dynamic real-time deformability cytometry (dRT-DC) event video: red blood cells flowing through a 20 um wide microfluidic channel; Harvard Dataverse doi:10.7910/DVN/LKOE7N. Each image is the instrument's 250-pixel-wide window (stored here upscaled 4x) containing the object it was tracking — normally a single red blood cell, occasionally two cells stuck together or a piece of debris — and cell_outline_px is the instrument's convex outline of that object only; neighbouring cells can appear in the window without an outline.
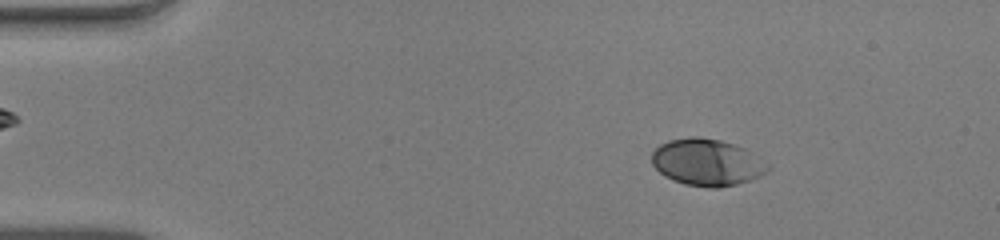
{"species": "human", "species_latin": "Homo sapiens", "temperature_condition": "warm", "stored_images_in_passage": 52, "camera_frame_rate_fps": 3000, "um_per_image_px": 0.085, "donor": {"sex": "male"}, "frame": {"image": 1, "passage_image": 8, "time_ms": 2.333, "image_size_px": [1000, 240], "cell_outline_px": [[772, 168], [760, 176], [736, 184], [720, 188], [708, 188], [684, 184], [672, 180], [664, 176], [652, 164], [652, 152], [660, 144], [668, 140], [692, 136], [700, 136], [720, 140], [744, 148]], "centroid_in_image_um": [60.05, 13.8], "position_along_channel_um": 24.9, "area_um2": 31.56}}
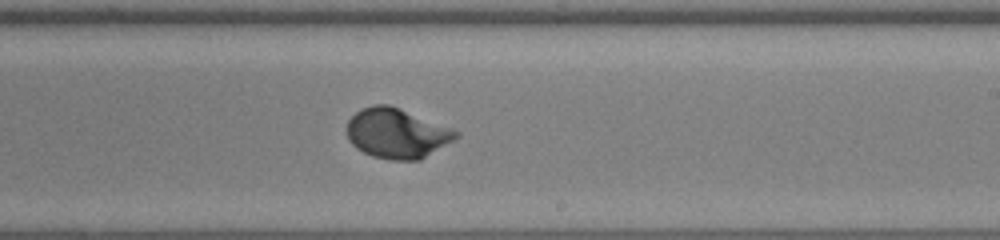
{"frame": {"image": 2, "passage_image": 32, "time_ms": 10.333, "image_size_px": [1000, 240], "cell_outline_px": [[460, 136], [420, 160], [388, 160], [372, 156], [356, 148], [348, 140], [344, 128], [348, 120], [360, 108], [372, 104], [388, 104], [400, 108], [452, 128], [460, 132]], "centroid_in_image_um": [33.69, 11.32], "position_along_channel_um": 255.3, "area_um2": 32.08}}
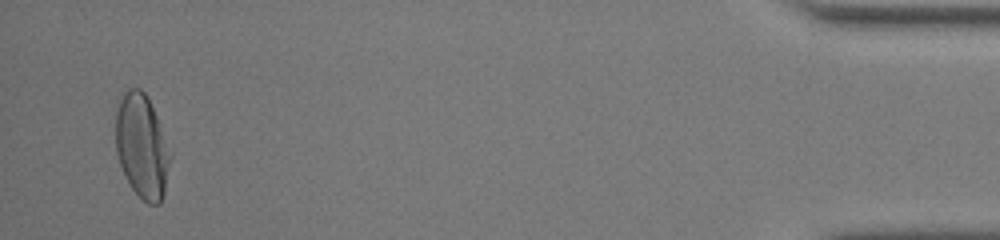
{"frame": {"image": 3, "passage_image": 51, "time_ms": 16.667, "image_size_px": [1000, 240], "cell_outline_px": [[172, 156], [164, 192], [160, 204], [148, 204], [132, 188], [124, 176], [116, 152], [116, 112], [120, 100], [124, 92], [128, 88], [140, 88], [148, 96], [172, 152]], "centroid_in_image_um": [12.08, 12.42], "position_along_channel_um": 423.1, "area_um2": 33.23}, "authors_computed_cell_mechanics": {"area_um2": 31.0097, "velocity_mm_per_s": 3.9248, "shape_relaxation_time_tau1_ms": 2.5556, "shape_relaxation_time_tau2_ms": null, "deformation_change_tau1": 0.1726, "deformation_change_tau2": null}}